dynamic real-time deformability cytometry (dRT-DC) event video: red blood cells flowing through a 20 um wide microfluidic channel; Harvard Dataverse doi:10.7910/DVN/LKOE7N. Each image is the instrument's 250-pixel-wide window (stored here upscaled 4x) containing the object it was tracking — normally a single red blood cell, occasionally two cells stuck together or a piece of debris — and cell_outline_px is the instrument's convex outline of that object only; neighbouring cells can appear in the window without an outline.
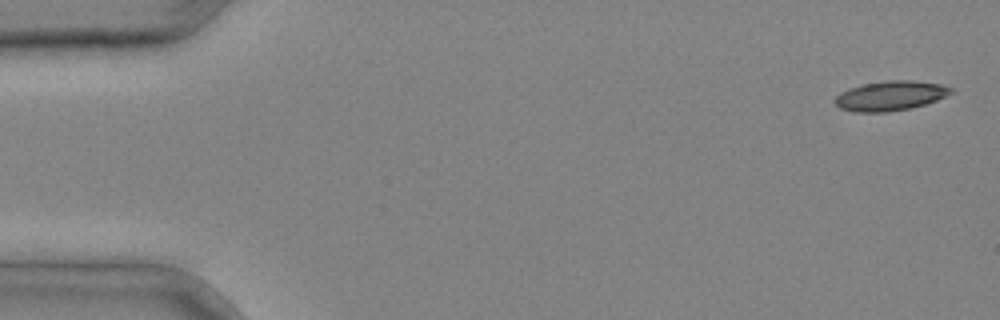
{"species": "common noctule bat (a hibernating species)", "species_latin": "Nyctalus noctula", "temperature_condition": "cold", "stored_images_in_passage": 4, "camera_frame_rate_fps": 3000, "um_per_image_px": 0.085, "animal": {"sex": "male", "body_mass_g": 20.4}, "frame": {"image": 1, "passage_image": 1, "time_ms": 0.0, "image_size_px": [1000, 320], "cell_outline_px": [[956, 92], [936, 100], [912, 108], [888, 112], [856, 112], [840, 108], [832, 100], [840, 92], [848, 88], [860, 84], [884, 80], [912, 80], [940, 84], [956, 88]], "centroid_in_image_um": [75.69, 8.13], "position_along_channel_um": 9.3, "area_um2": 20.46}}